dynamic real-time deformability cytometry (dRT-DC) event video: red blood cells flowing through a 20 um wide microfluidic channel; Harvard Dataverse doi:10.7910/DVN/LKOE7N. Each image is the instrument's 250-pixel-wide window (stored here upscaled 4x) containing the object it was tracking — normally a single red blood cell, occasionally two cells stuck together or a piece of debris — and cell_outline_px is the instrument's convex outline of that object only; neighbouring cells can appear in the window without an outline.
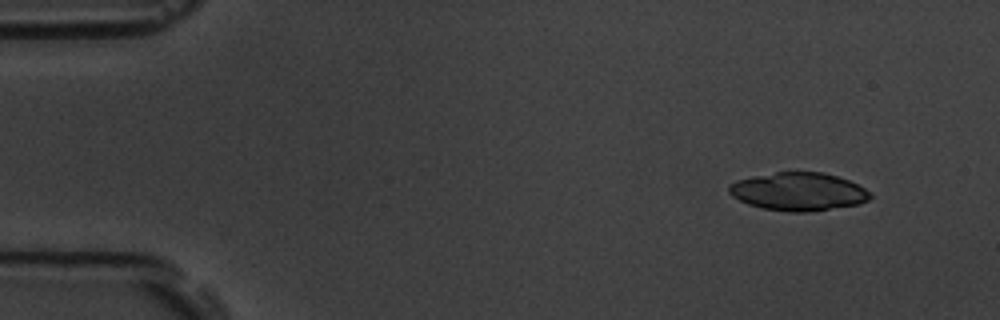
{"species": "common noctule bat (a hibernating species)", "species_latin": "Nyctalus noctula", "temperature_condition": "room temperature", "stored_images_in_passage": 4, "camera_frame_rate_fps": 3000, "um_per_image_px": 0.085, "animal": {"sex": "male", "body_mass_g": 19.5, "forearm_length_mm": 54.6}, "frame": {"image": 1, "passage_image": 1, "time_ms": 0.0, "image_size_px": [1000, 320], "cell_outline_px": [[872, 196], [868, 200], [860, 204], [808, 212], [788, 212], [764, 208], [748, 204], [732, 196], [728, 192], [728, 184], [736, 180], [752, 176], [776, 172], [824, 172], [848, 180], [864, 188]], "centroid_in_image_um": [67.84, 16.28], "position_along_channel_um": 17.2, "area_um2": 31.33}}